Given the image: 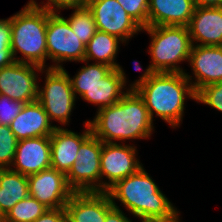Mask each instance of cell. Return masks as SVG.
<instances>
[{"label": "cell", "mask_w": 222, "mask_h": 222, "mask_svg": "<svg viewBox=\"0 0 222 222\" xmlns=\"http://www.w3.org/2000/svg\"><path fill=\"white\" fill-rule=\"evenodd\" d=\"M74 12L67 18L73 32L79 40L86 46L97 31L91 10L85 7L70 8Z\"/></svg>", "instance_id": "25"}, {"label": "cell", "mask_w": 222, "mask_h": 222, "mask_svg": "<svg viewBox=\"0 0 222 222\" xmlns=\"http://www.w3.org/2000/svg\"><path fill=\"white\" fill-rule=\"evenodd\" d=\"M127 82L124 69L118 65L103 79L90 86L87 92L81 96V99L98 106L97 110L110 107L117 103L127 92L128 88L125 87Z\"/></svg>", "instance_id": "19"}, {"label": "cell", "mask_w": 222, "mask_h": 222, "mask_svg": "<svg viewBox=\"0 0 222 222\" xmlns=\"http://www.w3.org/2000/svg\"><path fill=\"white\" fill-rule=\"evenodd\" d=\"M120 43L124 42L116 36L97 30L86 45L84 61L90 62L92 60L95 63L117 68L119 64L116 62V58L120 50Z\"/></svg>", "instance_id": "22"}, {"label": "cell", "mask_w": 222, "mask_h": 222, "mask_svg": "<svg viewBox=\"0 0 222 222\" xmlns=\"http://www.w3.org/2000/svg\"><path fill=\"white\" fill-rule=\"evenodd\" d=\"M102 145L93 133L81 144L76 160L66 174L67 184L74 192H101Z\"/></svg>", "instance_id": "8"}, {"label": "cell", "mask_w": 222, "mask_h": 222, "mask_svg": "<svg viewBox=\"0 0 222 222\" xmlns=\"http://www.w3.org/2000/svg\"><path fill=\"white\" fill-rule=\"evenodd\" d=\"M136 91L144 100L151 119L155 114L173 128L180 127L186 98L196 101V92L185 73L157 72Z\"/></svg>", "instance_id": "3"}, {"label": "cell", "mask_w": 222, "mask_h": 222, "mask_svg": "<svg viewBox=\"0 0 222 222\" xmlns=\"http://www.w3.org/2000/svg\"><path fill=\"white\" fill-rule=\"evenodd\" d=\"M87 3L88 0H47L46 3L42 2L40 6L36 0H30L24 7H40L45 8L49 12H61L63 9L85 7Z\"/></svg>", "instance_id": "30"}, {"label": "cell", "mask_w": 222, "mask_h": 222, "mask_svg": "<svg viewBox=\"0 0 222 222\" xmlns=\"http://www.w3.org/2000/svg\"><path fill=\"white\" fill-rule=\"evenodd\" d=\"M113 207L107 192H74L65 205L67 222H105Z\"/></svg>", "instance_id": "15"}, {"label": "cell", "mask_w": 222, "mask_h": 222, "mask_svg": "<svg viewBox=\"0 0 222 222\" xmlns=\"http://www.w3.org/2000/svg\"><path fill=\"white\" fill-rule=\"evenodd\" d=\"M56 127L61 126L53 125L50 122L48 114L38 100L24 104L20 113L10 124L11 131L18 141L50 136Z\"/></svg>", "instance_id": "18"}, {"label": "cell", "mask_w": 222, "mask_h": 222, "mask_svg": "<svg viewBox=\"0 0 222 222\" xmlns=\"http://www.w3.org/2000/svg\"><path fill=\"white\" fill-rule=\"evenodd\" d=\"M153 121L136 90H127L117 103L97 110L94 119L88 120L92 133L102 142L122 144L130 139H149Z\"/></svg>", "instance_id": "1"}, {"label": "cell", "mask_w": 222, "mask_h": 222, "mask_svg": "<svg viewBox=\"0 0 222 222\" xmlns=\"http://www.w3.org/2000/svg\"><path fill=\"white\" fill-rule=\"evenodd\" d=\"M195 7H221L222 0H193Z\"/></svg>", "instance_id": "35"}, {"label": "cell", "mask_w": 222, "mask_h": 222, "mask_svg": "<svg viewBox=\"0 0 222 222\" xmlns=\"http://www.w3.org/2000/svg\"><path fill=\"white\" fill-rule=\"evenodd\" d=\"M196 102L209 105L222 113V81L201 88L196 93Z\"/></svg>", "instance_id": "28"}, {"label": "cell", "mask_w": 222, "mask_h": 222, "mask_svg": "<svg viewBox=\"0 0 222 222\" xmlns=\"http://www.w3.org/2000/svg\"><path fill=\"white\" fill-rule=\"evenodd\" d=\"M18 139L10 126L0 125V169L10 168L13 164Z\"/></svg>", "instance_id": "26"}, {"label": "cell", "mask_w": 222, "mask_h": 222, "mask_svg": "<svg viewBox=\"0 0 222 222\" xmlns=\"http://www.w3.org/2000/svg\"><path fill=\"white\" fill-rule=\"evenodd\" d=\"M4 216L0 213V222L3 221Z\"/></svg>", "instance_id": "37"}, {"label": "cell", "mask_w": 222, "mask_h": 222, "mask_svg": "<svg viewBox=\"0 0 222 222\" xmlns=\"http://www.w3.org/2000/svg\"><path fill=\"white\" fill-rule=\"evenodd\" d=\"M151 37L148 53L151 63L128 90H136L150 80L157 72L185 73L178 64L187 60L192 48L187 26H148L142 29Z\"/></svg>", "instance_id": "4"}, {"label": "cell", "mask_w": 222, "mask_h": 222, "mask_svg": "<svg viewBox=\"0 0 222 222\" xmlns=\"http://www.w3.org/2000/svg\"><path fill=\"white\" fill-rule=\"evenodd\" d=\"M142 28L148 27L149 0H117Z\"/></svg>", "instance_id": "27"}, {"label": "cell", "mask_w": 222, "mask_h": 222, "mask_svg": "<svg viewBox=\"0 0 222 222\" xmlns=\"http://www.w3.org/2000/svg\"><path fill=\"white\" fill-rule=\"evenodd\" d=\"M133 63H134V65H135V70H136V71L142 70V67L139 65V63H137V61H134Z\"/></svg>", "instance_id": "36"}, {"label": "cell", "mask_w": 222, "mask_h": 222, "mask_svg": "<svg viewBox=\"0 0 222 222\" xmlns=\"http://www.w3.org/2000/svg\"><path fill=\"white\" fill-rule=\"evenodd\" d=\"M85 130L82 134L68 130L64 127H56L50 135L51 143V168L65 175L76 160L81 144L92 134L88 121H84Z\"/></svg>", "instance_id": "16"}, {"label": "cell", "mask_w": 222, "mask_h": 222, "mask_svg": "<svg viewBox=\"0 0 222 222\" xmlns=\"http://www.w3.org/2000/svg\"><path fill=\"white\" fill-rule=\"evenodd\" d=\"M28 177L29 196L47 208H65L74 191L68 186L66 175L48 168Z\"/></svg>", "instance_id": "12"}, {"label": "cell", "mask_w": 222, "mask_h": 222, "mask_svg": "<svg viewBox=\"0 0 222 222\" xmlns=\"http://www.w3.org/2000/svg\"><path fill=\"white\" fill-rule=\"evenodd\" d=\"M24 104L0 94V125L10 126L11 122L22 110Z\"/></svg>", "instance_id": "29"}, {"label": "cell", "mask_w": 222, "mask_h": 222, "mask_svg": "<svg viewBox=\"0 0 222 222\" xmlns=\"http://www.w3.org/2000/svg\"><path fill=\"white\" fill-rule=\"evenodd\" d=\"M47 60L54 62L48 68H64L63 62H83L86 46L73 32L66 17L50 12L46 29Z\"/></svg>", "instance_id": "7"}, {"label": "cell", "mask_w": 222, "mask_h": 222, "mask_svg": "<svg viewBox=\"0 0 222 222\" xmlns=\"http://www.w3.org/2000/svg\"><path fill=\"white\" fill-rule=\"evenodd\" d=\"M193 0H149L148 26H188Z\"/></svg>", "instance_id": "20"}, {"label": "cell", "mask_w": 222, "mask_h": 222, "mask_svg": "<svg viewBox=\"0 0 222 222\" xmlns=\"http://www.w3.org/2000/svg\"><path fill=\"white\" fill-rule=\"evenodd\" d=\"M49 16L50 12L45 8L24 7L10 17L14 61L47 68L46 29ZM18 52L22 58H16Z\"/></svg>", "instance_id": "5"}, {"label": "cell", "mask_w": 222, "mask_h": 222, "mask_svg": "<svg viewBox=\"0 0 222 222\" xmlns=\"http://www.w3.org/2000/svg\"><path fill=\"white\" fill-rule=\"evenodd\" d=\"M87 7L93 14L97 30L116 36L124 43L143 29L117 0H88Z\"/></svg>", "instance_id": "10"}, {"label": "cell", "mask_w": 222, "mask_h": 222, "mask_svg": "<svg viewBox=\"0 0 222 222\" xmlns=\"http://www.w3.org/2000/svg\"><path fill=\"white\" fill-rule=\"evenodd\" d=\"M40 73H45L46 77L44 86L38 87L37 100L42 104L51 123L56 121L66 126L71 120L75 101L79 99L73 92L70 74L65 68H46Z\"/></svg>", "instance_id": "6"}, {"label": "cell", "mask_w": 222, "mask_h": 222, "mask_svg": "<svg viewBox=\"0 0 222 222\" xmlns=\"http://www.w3.org/2000/svg\"><path fill=\"white\" fill-rule=\"evenodd\" d=\"M107 193L111 201L119 200L140 222H180V212L143 166L136 173L118 181Z\"/></svg>", "instance_id": "2"}, {"label": "cell", "mask_w": 222, "mask_h": 222, "mask_svg": "<svg viewBox=\"0 0 222 222\" xmlns=\"http://www.w3.org/2000/svg\"><path fill=\"white\" fill-rule=\"evenodd\" d=\"M112 204L114 207L106 214L105 222H132L115 201H112Z\"/></svg>", "instance_id": "33"}, {"label": "cell", "mask_w": 222, "mask_h": 222, "mask_svg": "<svg viewBox=\"0 0 222 222\" xmlns=\"http://www.w3.org/2000/svg\"><path fill=\"white\" fill-rule=\"evenodd\" d=\"M187 27L192 45L222 46V6L195 7Z\"/></svg>", "instance_id": "17"}, {"label": "cell", "mask_w": 222, "mask_h": 222, "mask_svg": "<svg viewBox=\"0 0 222 222\" xmlns=\"http://www.w3.org/2000/svg\"><path fill=\"white\" fill-rule=\"evenodd\" d=\"M136 155L137 146L134 144L103 142L100 158L101 192H107L118 181L136 173L143 166Z\"/></svg>", "instance_id": "9"}, {"label": "cell", "mask_w": 222, "mask_h": 222, "mask_svg": "<svg viewBox=\"0 0 222 222\" xmlns=\"http://www.w3.org/2000/svg\"><path fill=\"white\" fill-rule=\"evenodd\" d=\"M83 66L73 78L70 77L71 85L75 96H82L87 89L103 79L113 68L102 63H91L83 61Z\"/></svg>", "instance_id": "23"}, {"label": "cell", "mask_w": 222, "mask_h": 222, "mask_svg": "<svg viewBox=\"0 0 222 222\" xmlns=\"http://www.w3.org/2000/svg\"><path fill=\"white\" fill-rule=\"evenodd\" d=\"M33 222H67L66 210L65 208H48Z\"/></svg>", "instance_id": "31"}, {"label": "cell", "mask_w": 222, "mask_h": 222, "mask_svg": "<svg viewBox=\"0 0 222 222\" xmlns=\"http://www.w3.org/2000/svg\"><path fill=\"white\" fill-rule=\"evenodd\" d=\"M188 62L193 76L186 72L185 76L196 93L207 85L222 81V46L192 45Z\"/></svg>", "instance_id": "13"}, {"label": "cell", "mask_w": 222, "mask_h": 222, "mask_svg": "<svg viewBox=\"0 0 222 222\" xmlns=\"http://www.w3.org/2000/svg\"><path fill=\"white\" fill-rule=\"evenodd\" d=\"M51 168L50 136L20 140L17 143L12 171L29 176Z\"/></svg>", "instance_id": "14"}, {"label": "cell", "mask_w": 222, "mask_h": 222, "mask_svg": "<svg viewBox=\"0 0 222 222\" xmlns=\"http://www.w3.org/2000/svg\"><path fill=\"white\" fill-rule=\"evenodd\" d=\"M43 68L21 62L0 69V94L22 103L38 99V72ZM38 71V72H37Z\"/></svg>", "instance_id": "11"}, {"label": "cell", "mask_w": 222, "mask_h": 222, "mask_svg": "<svg viewBox=\"0 0 222 222\" xmlns=\"http://www.w3.org/2000/svg\"><path fill=\"white\" fill-rule=\"evenodd\" d=\"M37 199L28 196L17 202L4 216L3 222H33L47 211Z\"/></svg>", "instance_id": "24"}, {"label": "cell", "mask_w": 222, "mask_h": 222, "mask_svg": "<svg viewBox=\"0 0 222 222\" xmlns=\"http://www.w3.org/2000/svg\"><path fill=\"white\" fill-rule=\"evenodd\" d=\"M11 39L10 17L0 19V48H11Z\"/></svg>", "instance_id": "32"}, {"label": "cell", "mask_w": 222, "mask_h": 222, "mask_svg": "<svg viewBox=\"0 0 222 222\" xmlns=\"http://www.w3.org/2000/svg\"><path fill=\"white\" fill-rule=\"evenodd\" d=\"M14 61L11 48H0V69L11 65Z\"/></svg>", "instance_id": "34"}, {"label": "cell", "mask_w": 222, "mask_h": 222, "mask_svg": "<svg viewBox=\"0 0 222 222\" xmlns=\"http://www.w3.org/2000/svg\"><path fill=\"white\" fill-rule=\"evenodd\" d=\"M29 196L28 177L10 168L0 169V213H6Z\"/></svg>", "instance_id": "21"}]
</instances>
